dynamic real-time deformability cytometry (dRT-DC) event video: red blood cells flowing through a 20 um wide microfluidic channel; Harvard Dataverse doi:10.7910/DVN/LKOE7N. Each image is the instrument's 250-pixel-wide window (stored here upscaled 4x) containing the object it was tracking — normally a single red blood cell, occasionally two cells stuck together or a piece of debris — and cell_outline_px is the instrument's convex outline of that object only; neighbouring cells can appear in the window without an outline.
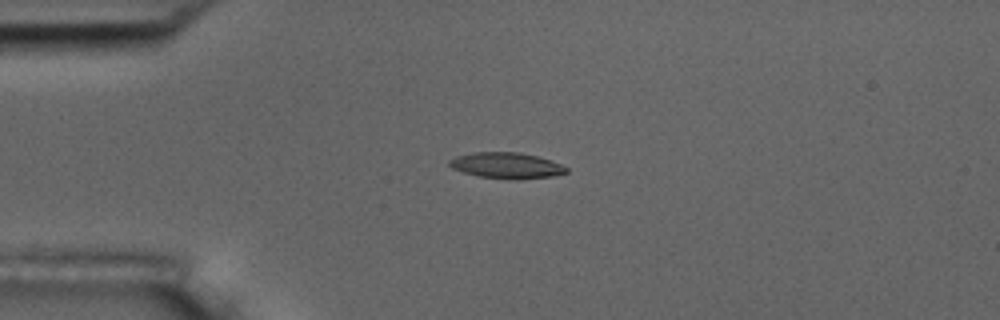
{"species": "common noctule bat (a hibernating species)", "species_latin": "Nyctalus noctula", "temperature_condition": "room temperature", "stored_images_in_passage": 9, "camera_frame_rate_fps": 3000, "um_per_image_px": 0.085, "animal": {"sex": "male", "body_mass_g": 17.5, "forearm_length_mm": 52.3}, "frame": {"image": 1, "passage_image": 4, "time_ms": 3.667, "image_size_px": [1000, 320], "cell_outline_px": [[568, 172], [552, 176], [516, 180], [480, 176], [464, 172], [452, 168], [448, 164], [448, 160], [456, 156], [472, 152], [520, 152], [536, 156], [560, 164], [568, 168]], "centroid_in_image_um": [43.03, 14.06], "position_along_channel_um": 42.0, "area_um2": 17.57}}
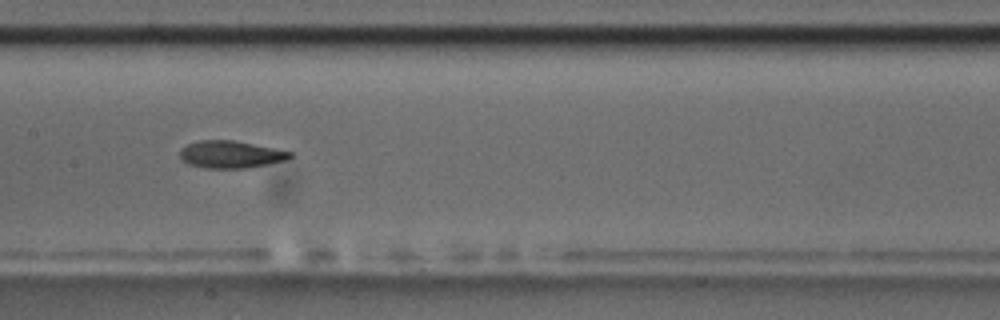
{"frame": {"image": 2, "passage_image": 8, "time_ms": 8.333, "image_size_px": [1000, 320], "cell_outline_px": [[292, 156], [288, 160], [248, 168], [204, 168], [188, 164], [180, 156], [180, 148], [188, 144], [200, 140], [232, 140], [292, 152]], "centroid_in_image_um": [19.6, 13.13], "position_along_channel_um": 187.8, "area_um2": 17.4}}
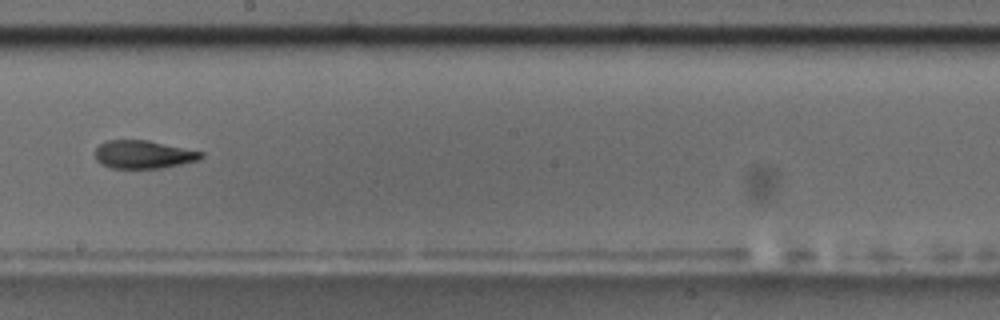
{"frame": {"image": 3, "passage_image": 9, "time_ms": 9.667, "image_size_px": [1000, 320], "cell_outline_px": [[204, 156], [200, 160], [160, 168], [112, 168], [100, 164], [96, 160], [96, 148], [100, 144], [108, 140], [148, 140], [204, 152]], "centroid_in_image_um": [12.2, 13.13], "position_along_channel_um": 236.0, "area_um2": 17.34}}